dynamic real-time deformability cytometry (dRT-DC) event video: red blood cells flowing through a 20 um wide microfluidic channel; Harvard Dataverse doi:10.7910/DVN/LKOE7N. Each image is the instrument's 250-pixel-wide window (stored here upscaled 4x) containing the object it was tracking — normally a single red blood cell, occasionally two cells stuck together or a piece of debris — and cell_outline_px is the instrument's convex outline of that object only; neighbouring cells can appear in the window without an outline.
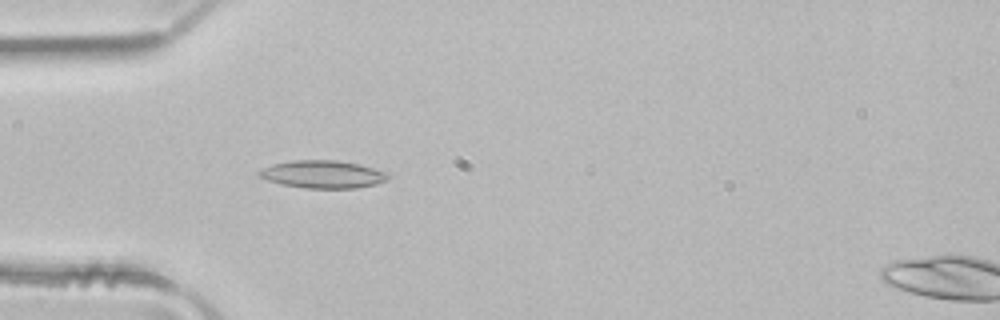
{"species": "common noctule bat (a hibernating species)", "species_latin": "Nyctalus noctula", "temperature_condition": "room temperature", "stored_images_in_passage": 4, "camera_frame_rate_fps": 3000, "um_per_image_px": 0.085, "animal": {"sex": "male", "body_mass_g": 21.5, "forearm_length_mm": 52.0}, "frame": {"image": 1, "passage_image": 4, "time_ms": 1.0, "image_size_px": [1000, 320], "cell_outline_px": [[388, 180], [376, 184], [356, 188], [304, 188], [284, 184], [268, 180], [260, 176], [256, 172], [260, 168], [272, 164], [292, 160], [336, 160], [360, 164], [388, 172]], "centroid_in_image_um": [27.44, 14.8], "position_along_channel_um": 57.6, "area_um2": 20.87}}